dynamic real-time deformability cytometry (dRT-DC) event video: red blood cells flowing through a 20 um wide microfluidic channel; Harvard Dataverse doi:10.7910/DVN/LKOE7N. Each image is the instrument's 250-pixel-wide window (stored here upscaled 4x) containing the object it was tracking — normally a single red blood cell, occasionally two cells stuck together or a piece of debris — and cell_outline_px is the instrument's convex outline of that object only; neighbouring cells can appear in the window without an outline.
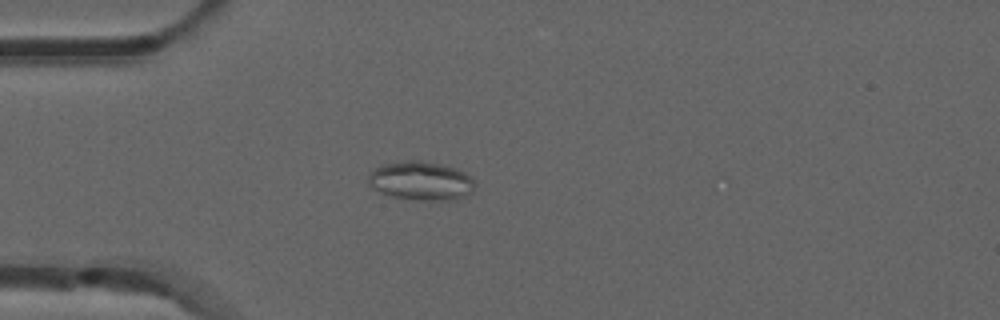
{"species": "common noctule bat (a hibernating species)", "species_latin": "Nyctalus noctula", "temperature_condition": "room temperature", "stored_images_in_passage": 36, "camera_frame_rate_fps": 3000, "um_per_image_px": 0.085, "animal": {"sex": "male", "forearm_length_mm": 52.5}, "frame": {"image": 1, "passage_image": 1, "time_ms": 0.0, "image_size_px": [1000, 320], "cell_outline_px": [[476, 184], [472, 192], [468, 196], [456, 200], [424, 200], [392, 196], [380, 192], [372, 188], [368, 184], [368, 176], [376, 168], [384, 164], [408, 160], [420, 160], [440, 164], [456, 168], [472, 176]], "centroid_in_image_um": [35.84, 15.38], "position_along_channel_um": 49.2, "area_um2": 24.22}}
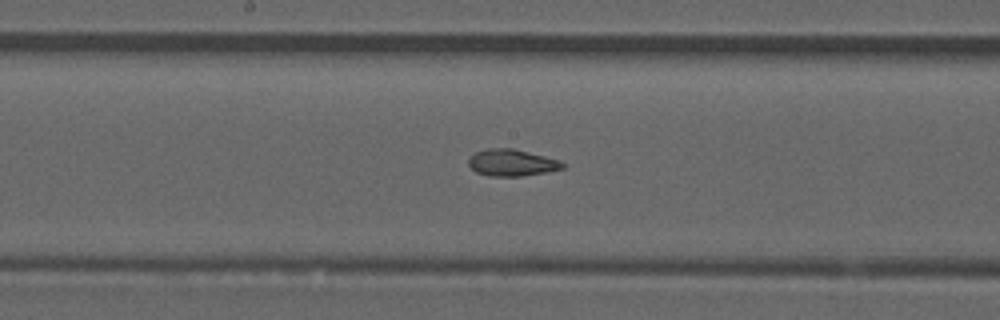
{"frame": {"image": 2, "passage_image": 14, "time_ms": 4.333, "image_size_px": [1000, 320], "cell_outline_px": [[568, 164], [564, 168], [548, 172], [520, 176], [488, 176], [476, 172], [468, 164], [468, 160], [476, 152], [488, 148], [512, 148], [560, 160]], "centroid_in_image_um": [43.54, 13.83], "position_along_channel_um": 204.7, "area_um2": 14.68}}
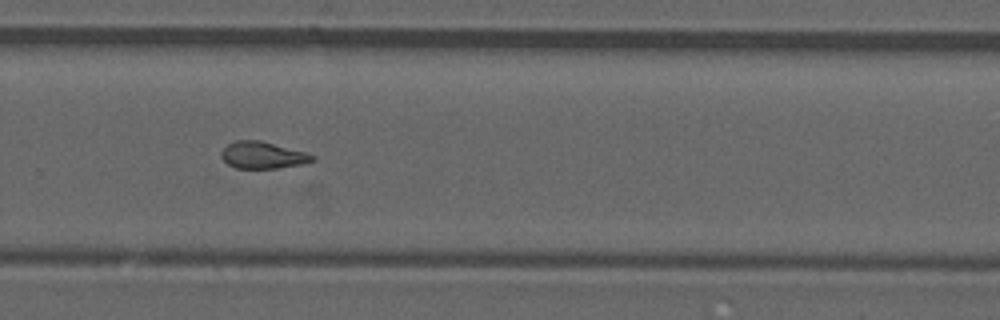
{"frame": {"image": 3, "passage_image": 22, "time_ms": 7.0, "image_size_px": [1000, 320], "cell_outline_px": [[316, 160], [300, 164], [276, 168], [236, 168], [228, 164], [220, 156], [220, 152], [228, 144], [236, 140], [260, 140], [304, 152], [316, 156]], "centroid_in_image_um": [22.31, 13.18], "position_along_channel_um": 307.5, "area_um2": 14.1}, "authors_computed_cell_mechanics": {"area_um2": 14.7101, "velocity_mm_per_s": 3.8751, "shape_relaxation_time_tau1_ms": null, "shape_relaxation_time_tau2_ms": 2.6981, "deformation_change_tau1": null, "deformation_change_tau2": 0.0989}}